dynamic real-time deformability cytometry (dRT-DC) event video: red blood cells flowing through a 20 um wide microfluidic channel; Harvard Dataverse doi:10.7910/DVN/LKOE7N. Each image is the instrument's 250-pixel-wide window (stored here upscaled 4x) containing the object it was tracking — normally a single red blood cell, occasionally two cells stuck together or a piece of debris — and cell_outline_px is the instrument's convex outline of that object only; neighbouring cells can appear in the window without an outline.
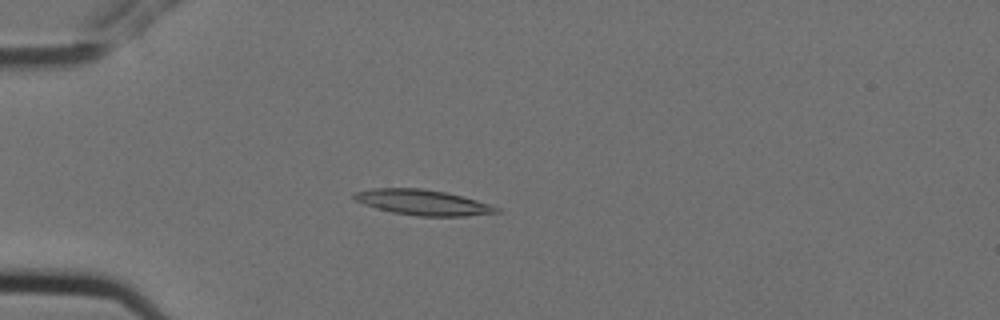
{"species": "Egyptian fruit bat (a non-hibernating species)", "species_latin": "Rousettus aegyptiacus", "temperature_condition": "cold", "stored_images_in_passage": 5, "camera_frame_rate_fps": 3000, "um_per_image_px": 0.085, "animal": {"sex": "female"}, "frame": {"image": 1, "passage_image": 3, "time_ms": 0.667, "image_size_px": [1000, 320], "cell_outline_px": [[500, 212], [464, 216], [416, 216], [392, 212], [376, 208], [364, 204], [356, 200], [352, 196], [356, 192], [372, 188], [420, 188], [444, 192], [476, 200], [500, 208]], "centroid_in_image_um": [35.92, 17.21], "position_along_channel_um": 49.1, "area_um2": 20.81}}
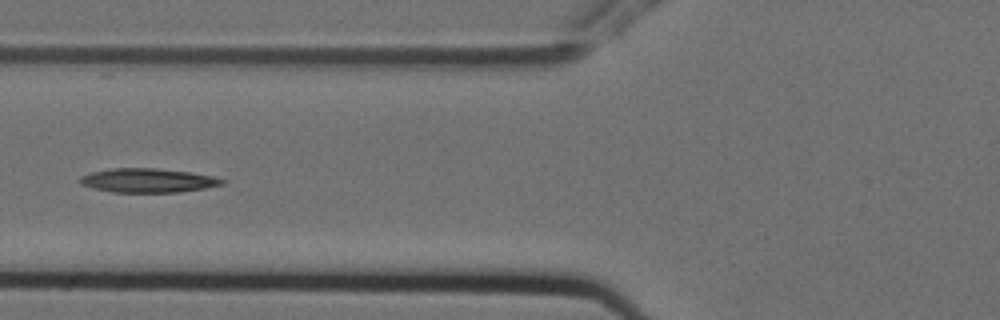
{"frame": {"image": 2, "passage_image": 5, "time_ms": 1.333, "image_size_px": [1000, 320], "cell_outline_px": [[224, 184], [204, 188], [176, 192], [112, 192], [92, 188], [80, 184], [80, 176], [92, 172], [112, 168], [156, 168], [192, 172], [216, 176], [224, 180]], "centroid_in_image_um": [12.57, 15.33], "position_along_channel_um": 113.2, "area_um2": 19.94}}